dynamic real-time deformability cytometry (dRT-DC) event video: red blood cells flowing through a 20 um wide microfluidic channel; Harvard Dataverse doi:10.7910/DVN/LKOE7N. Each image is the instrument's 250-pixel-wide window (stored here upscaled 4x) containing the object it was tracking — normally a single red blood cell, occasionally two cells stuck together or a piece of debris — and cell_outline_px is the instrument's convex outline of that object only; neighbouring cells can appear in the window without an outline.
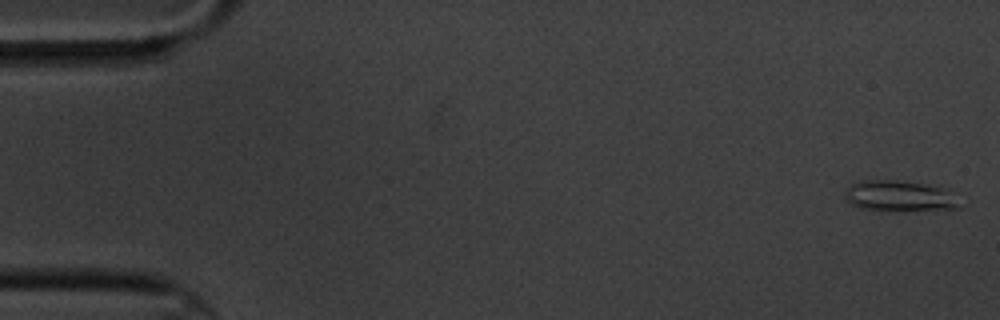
{"species": "common noctule bat (a hibernating species)", "species_latin": "Nyctalus noctula", "temperature_condition": "cold", "stored_images_in_passage": 11, "camera_frame_rate_fps": 3000, "um_per_image_px": 0.085, "animal": {"sex": "male", "body_mass_g": 20.1, "forearm_length_mm": 53.5}, "frame": {"image": 1, "passage_image": 1, "time_ms": 0.0, "image_size_px": [1000, 320], "cell_outline_px": [[960, 208], [860, 208], [844, 200], [844, 192], [848, 184], [860, 180], [896, 180], [920, 184], [940, 188]], "centroid_in_image_um": [76.16, 16.6], "position_along_channel_um": 8.8, "area_um2": 18.79}}
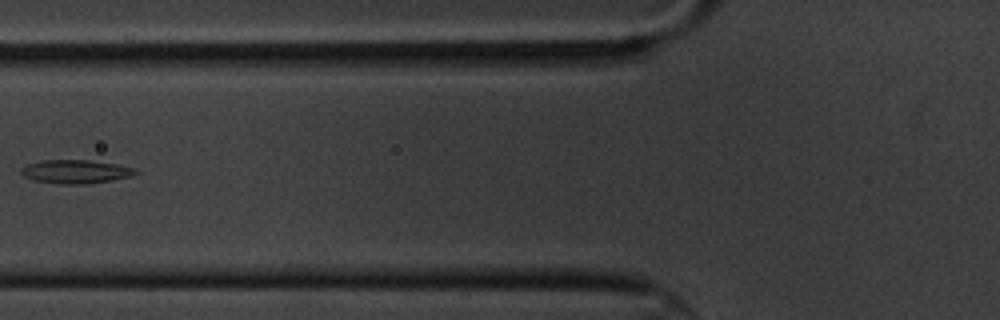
{"frame": {"image": 2, "passage_image": 6, "time_ms": 7.0, "image_size_px": [1000, 320], "cell_outline_px": [[140, 172], [132, 176], [112, 180], [88, 184], [60, 184], [32, 180], [24, 176], [20, 172], [20, 168], [28, 164], [40, 160], [92, 160], [116, 164], [136, 168]], "centroid_in_image_um": [6.44, 14.59], "position_along_channel_um": 119.4, "area_um2": 15.95}}
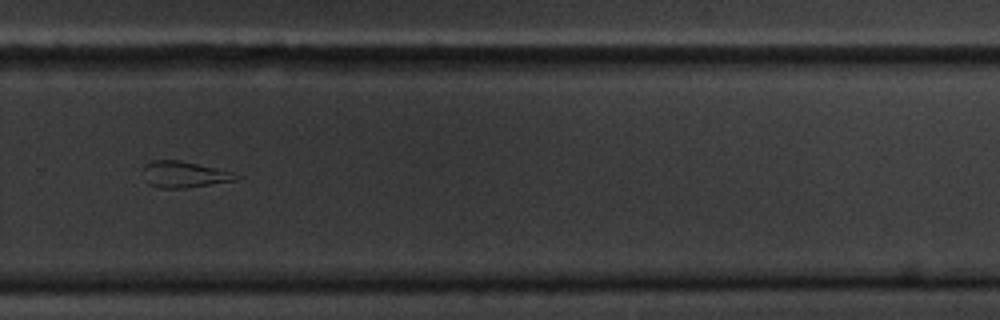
{"frame": {"image": 3, "passage_image": 11, "time_ms": 12.667, "image_size_px": [1000, 320], "cell_outline_px": [[240, 176], [236, 180], [184, 188], [160, 188], [148, 184], [144, 180], [144, 164], [152, 160], [180, 160], [216, 168], [232, 172]], "centroid_in_image_um": [15.61, 14.82], "position_along_channel_um": 314.2, "area_um2": 14.16}}